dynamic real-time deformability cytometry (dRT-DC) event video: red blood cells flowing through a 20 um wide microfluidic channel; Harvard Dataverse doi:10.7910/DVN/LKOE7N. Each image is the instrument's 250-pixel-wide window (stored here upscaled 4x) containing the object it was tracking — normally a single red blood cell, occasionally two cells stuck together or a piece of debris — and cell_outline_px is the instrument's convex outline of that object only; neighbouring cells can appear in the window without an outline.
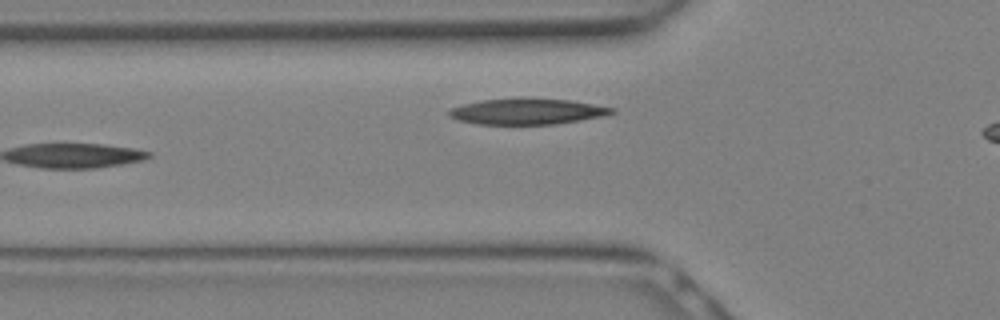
{"species": "Egyptian fruit bat (a non-hibernating species)", "species_latin": "Rousettus aegyptiacus", "temperature_condition": "warm", "stored_images_in_passage": 10, "camera_frame_rate_fps": 3000, "um_per_image_px": 0.085, "animal": {"sex": "female"}, "frame": {"image": 1, "passage_image": 10, "time_ms": 3.0, "image_size_px": [1000, 320], "cell_outline_px": [[616, 112], [604, 116], [580, 120], [552, 124], [480, 124], [460, 120], [448, 116], [448, 108], [480, 100], [568, 100], [616, 108]], "centroid_in_image_um": [44.81, 9.5], "position_along_channel_um": 81.0, "area_um2": 23.7}}